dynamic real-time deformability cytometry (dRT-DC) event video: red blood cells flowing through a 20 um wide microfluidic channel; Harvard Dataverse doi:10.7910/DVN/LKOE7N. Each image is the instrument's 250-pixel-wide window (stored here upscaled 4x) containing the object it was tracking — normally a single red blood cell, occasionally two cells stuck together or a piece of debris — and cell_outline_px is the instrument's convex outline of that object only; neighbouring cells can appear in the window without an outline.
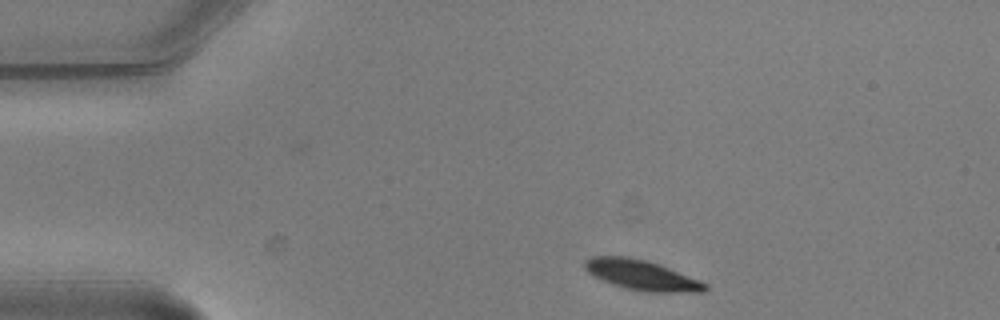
{"species": "common noctule bat (a hibernating species)", "species_latin": "Nyctalus noctula", "temperature_condition": "warm", "stored_images_in_passage": 4, "camera_frame_rate_fps": 3000, "um_per_image_px": 0.085, "animal": {"sex": "male", "body_mass_g": 20.5, "forearm_length_mm": 52.5}, "frame": {"image": 1, "passage_image": 1, "time_ms": 0.0, "image_size_px": [1000, 320], "cell_outline_px": [[708, 288], [704, 292], [644, 292], [624, 288], [612, 284], [592, 276], [584, 268], [584, 260], [592, 256], [628, 256], [660, 264], [700, 280], [708, 284]], "centroid_in_image_um": [54.53, 23.38], "position_along_channel_um": 30.5, "area_um2": 21.33}}
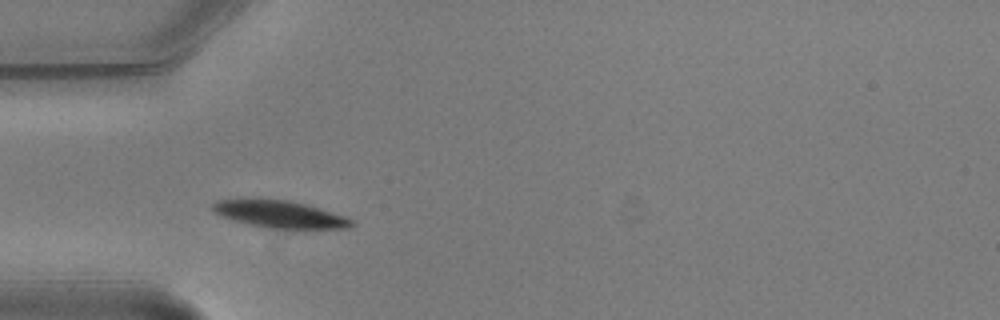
{"frame": {"image": 2, "passage_image": 3, "time_ms": 0.667, "image_size_px": [1000, 320], "cell_outline_px": [[356, 224], [348, 228], [264, 228], [248, 224], [220, 216], [212, 212], [212, 204], [216, 200], [240, 196], [252, 196], [288, 200], [304, 204], [344, 216], [352, 220]], "centroid_in_image_um": [23.61, 18.15], "position_along_channel_um": 61.4, "area_um2": 22.72}}
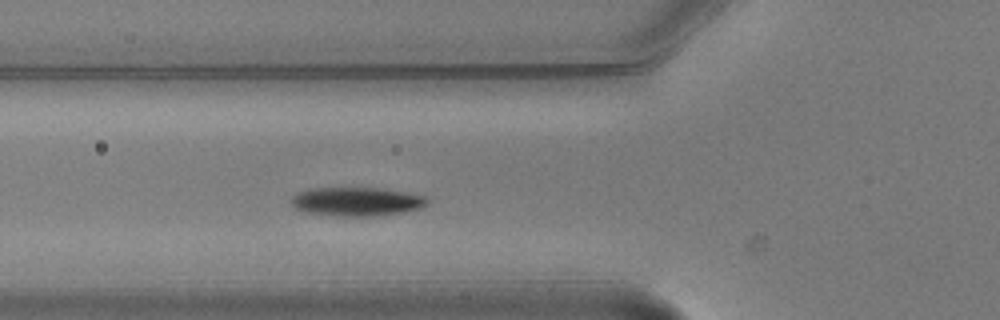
{"frame": {"image": 3, "passage_image": 4, "time_ms": 1.0, "image_size_px": [1000, 320], "cell_outline_px": [[428, 204], [420, 208], [400, 212], [372, 216], [344, 216], [308, 212], [296, 208], [288, 200], [296, 192], [308, 188], [384, 188], [408, 192], [424, 196], [428, 200]], "centroid_in_image_um": [30.29, 17.11], "position_along_channel_um": 95.5, "area_um2": 22.77}}